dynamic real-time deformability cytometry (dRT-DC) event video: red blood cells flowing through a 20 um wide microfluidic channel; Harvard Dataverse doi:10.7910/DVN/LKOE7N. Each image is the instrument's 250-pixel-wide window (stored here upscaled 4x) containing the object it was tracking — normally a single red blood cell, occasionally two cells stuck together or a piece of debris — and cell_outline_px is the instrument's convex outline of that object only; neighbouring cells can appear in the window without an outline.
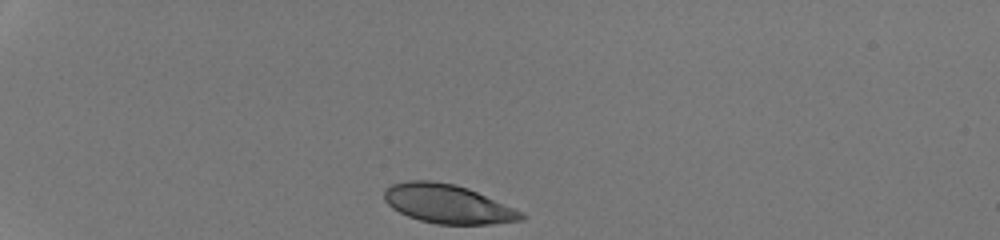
{"species": "human", "species_latin": "Homo sapiens", "temperature_condition": "room temperature", "stored_images_in_passage": 32, "camera_frame_rate_fps": 3000, "um_per_image_px": 0.085, "donor": {"sex": "male"}, "frame": {"image": 1, "passage_image": 1, "time_ms": 0.0, "image_size_px": [1000, 240], "cell_outline_px": [[524, 220], [492, 224], [436, 224], [420, 220], [408, 216], [392, 208], [384, 200], [384, 188], [392, 184], [408, 180], [432, 180], [456, 184], [468, 188], [524, 212]], "centroid_in_image_um": [38.05, 17.32], "position_along_channel_um": 47.0, "area_um2": 31.21}}
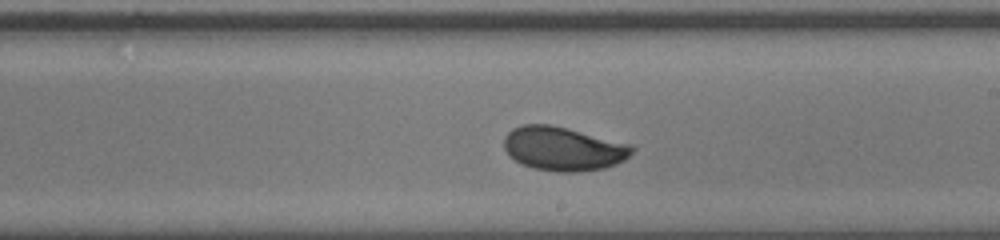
{"frame": {"image": 2, "passage_image": 19, "time_ms": 6.0, "image_size_px": [1000, 240], "cell_outline_px": [[636, 148], [624, 160], [616, 164], [604, 168], [580, 172], [560, 172], [532, 168], [520, 164], [504, 148], [504, 136], [512, 128], [520, 124], [552, 124], [632, 144]], "centroid_in_image_um": [47.89, 12.63], "position_along_channel_um": 241.1, "area_um2": 33.0}}
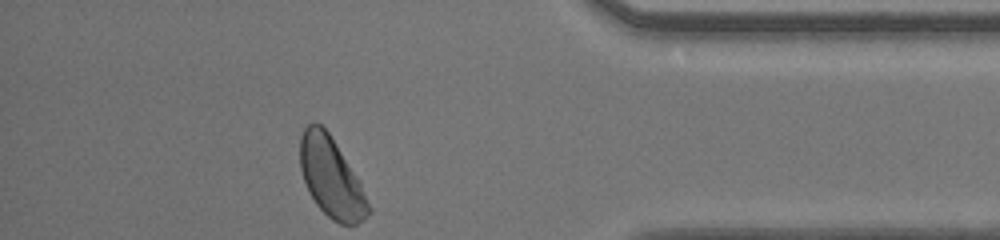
{"frame": {"image": 3, "passage_image": 32, "time_ms": 10.333, "image_size_px": [1000, 240], "cell_outline_px": [[372, 212], [364, 220], [356, 224], [340, 224], [332, 220], [316, 204], [304, 180], [300, 168], [300, 136], [304, 128], [308, 124], [320, 124], [328, 132], [336, 144], [360, 184], [372, 208]], "centroid_in_image_um": [28.16, 15.12], "position_along_channel_um": 407.0, "area_um2": 31.21}, "authors_computed_cell_mechanics": {"area_um2": 32.1079, "velocity_mm_per_s": 4.2826, "shape_relaxation_time_tau1_ms": 2.3889, "shape_relaxation_time_tau2_ms": null, "deformation_change_tau1": 0.1153, "deformation_change_tau2": null}}